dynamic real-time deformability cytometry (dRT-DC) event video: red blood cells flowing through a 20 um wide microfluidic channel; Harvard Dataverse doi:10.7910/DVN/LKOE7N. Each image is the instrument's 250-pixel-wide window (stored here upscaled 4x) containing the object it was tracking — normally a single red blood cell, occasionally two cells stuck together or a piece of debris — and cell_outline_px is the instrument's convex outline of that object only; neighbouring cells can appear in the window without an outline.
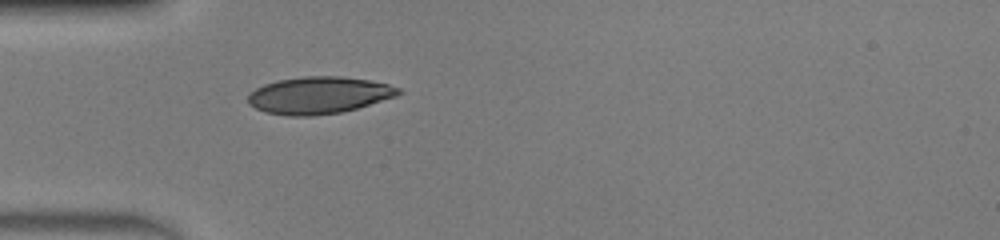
{"species": "human", "species_latin": "Homo sapiens", "temperature_condition": "warm", "stored_images_in_passage": 34, "camera_frame_rate_fps": 3000, "um_per_image_px": 0.085, "donor": {"sex": "male"}, "frame": {"image": 1, "passage_image": 1, "time_ms": 0.0, "image_size_px": [1000, 240], "cell_outline_px": [[404, 92], [396, 96], [356, 108], [340, 112], [312, 116], [288, 116], [264, 112], [248, 104], [248, 96], [256, 88], [264, 84], [280, 80], [304, 76], [340, 76], [372, 80], [388, 84], [400, 88]], "centroid_in_image_um": [27.11, 8.09], "position_along_channel_um": 57.9, "area_um2": 32.43}}
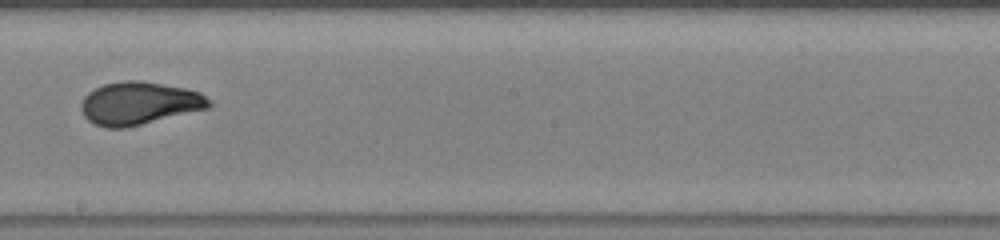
{"frame": {"image": 2, "passage_image": 14, "time_ms": 4.333, "image_size_px": [1000, 240], "cell_outline_px": [[212, 104], [208, 108], [124, 128], [108, 128], [96, 124], [88, 120], [84, 116], [80, 108], [80, 104], [84, 96], [88, 92], [104, 84], [124, 80], [136, 80], [184, 88], [200, 92], [212, 100]], "centroid_in_image_um": [11.81, 8.77], "position_along_channel_um": 236.4, "area_um2": 31.67}}
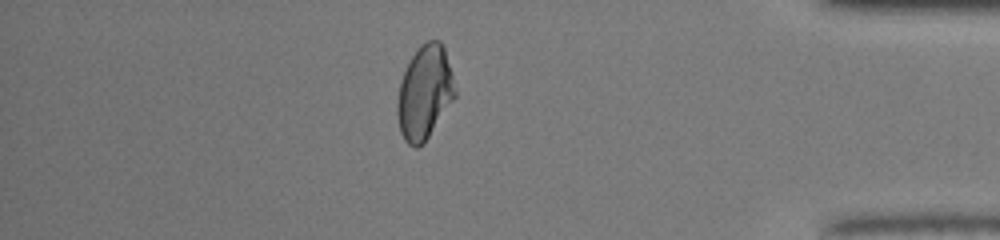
{"frame": {"image": 3, "passage_image": 28, "time_ms": 9.0, "image_size_px": [1000, 240], "cell_outline_px": [[456, 96], [424, 144], [416, 148], [408, 144], [404, 140], [400, 132], [396, 112], [396, 104], [400, 80], [416, 48], [420, 44], [428, 40], [440, 40], [444, 48], [452, 72], [456, 88]], "centroid_in_image_um": [36.09, 7.88], "position_along_channel_um": 399.1, "area_um2": 31.85}, "authors_computed_cell_mechanics": {"area_um2": 31.6744, "velocity_mm_per_s": 4.2375, "shape_relaxation_time_tau1_ms": 8.7461, "shape_relaxation_time_tau2_ms": null, "deformation_change_tau1": 0.2803, "deformation_change_tau2": null}}